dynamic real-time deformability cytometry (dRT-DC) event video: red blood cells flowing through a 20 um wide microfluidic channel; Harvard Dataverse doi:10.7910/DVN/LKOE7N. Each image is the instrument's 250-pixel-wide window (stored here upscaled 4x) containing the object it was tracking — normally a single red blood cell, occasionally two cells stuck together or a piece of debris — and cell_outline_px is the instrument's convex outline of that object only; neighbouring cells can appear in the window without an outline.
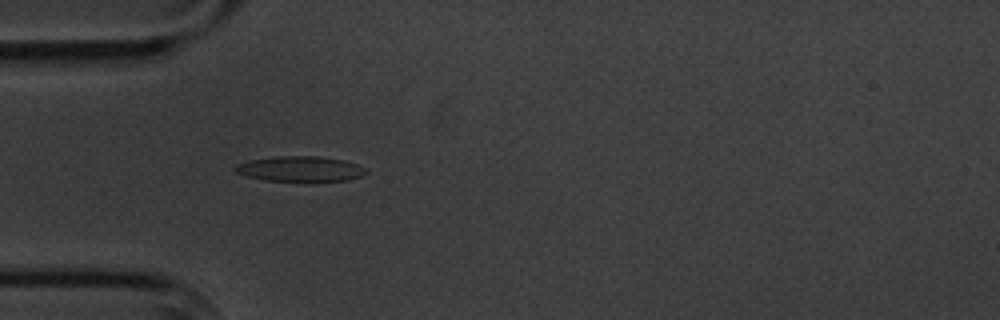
{"species": "common noctule bat (a hibernating species)", "species_latin": "Nyctalus noctula", "temperature_condition": "cold", "stored_images_in_passage": 4, "camera_frame_rate_fps": 3000, "um_per_image_px": 0.085, "animal": {"sex": "male", "body_mass_g": 20.1, "forearm_length_mm": 53.5}, "frame": {"image": 1, "passage_image": 3, "time_ms": 3.333, "image_size_px": [1000, 320], "cell_outline_px": [[368, 172], [360, 176], [348, 180], [264, 180], [244, 176], [236, 172], [232, 168], [236, 164], [248, 160], [276, 156], [316, 156], [344, 160], [368, 168]], "centroid_in_image_um": [25.48, 14.34], "position_along_channel_um": 59.5, "area_um2": 19.13}}
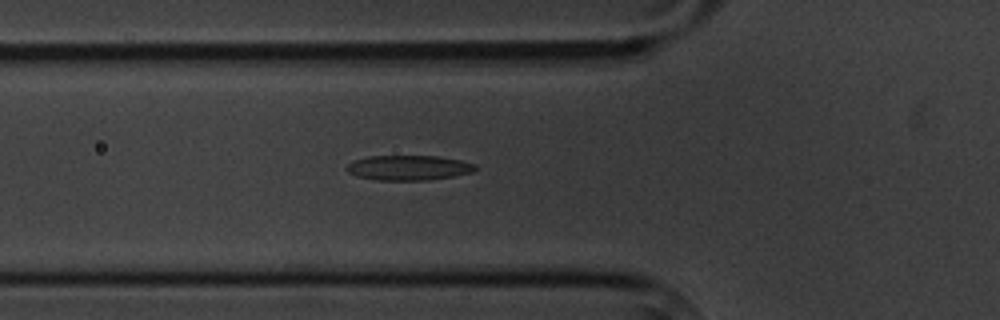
{"frame": {"image": 2, "passage_image": 4, "time_ms": 4.333, "image_size_px": [1000, 320], "cell_outline_px": [[480, 168], [472, 172], [452, 176], [428, 180], [376, 180], [356, 176], [348, 172], [344, 168], [352, 160], [368, 156], [436, 156], [460, 160], [476, 164]], "centroid_in_image_um": [34.71, 14.25], "position_along_channel_um": 91.1, "area_um2": 18.84}}